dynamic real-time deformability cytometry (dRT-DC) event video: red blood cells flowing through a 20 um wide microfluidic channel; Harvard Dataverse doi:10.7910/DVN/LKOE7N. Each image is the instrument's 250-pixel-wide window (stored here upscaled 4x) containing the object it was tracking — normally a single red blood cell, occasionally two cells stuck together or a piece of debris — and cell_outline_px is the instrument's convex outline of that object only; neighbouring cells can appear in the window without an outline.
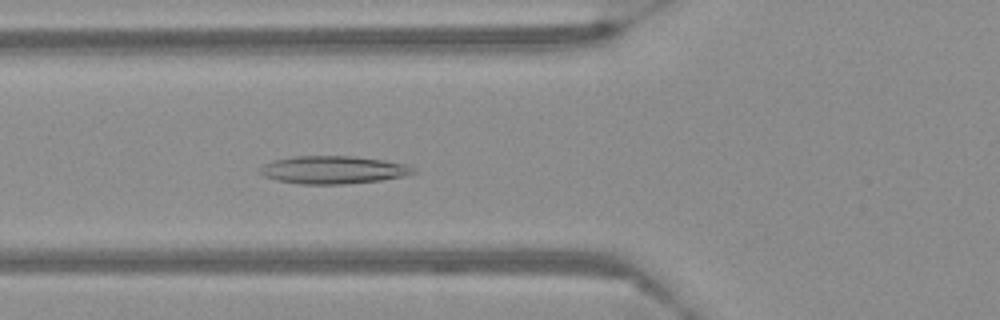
{"species": "Egyptian fruit bat (a non-hibernating species)", "species_latin": "Rousettus aegyptiacus", "temperature_condition": "warm", "stored_images_in_passage": 58, "camera_frame_rate_fps": 3000, "um_per_image_px": 0.085, "frame": {"image": 1, "passage_image": 22, "time_ms": 7.0, "image_size_px": [1000, 320], "cell_outline_px": [[416, 172], [404, 176], [380, 180], [344, 184], [300, 184], [276, 180], [264, 176], [260, 172], [260, 168], [264, 164], [276, 160], [296, 156], [352, 156], [380, 160], [404, 164], [416, 168]], "centroid_in_image_um": [28.32, 14.44], "position_along_channel_um": 97.5, "area_um2": 24.57}}
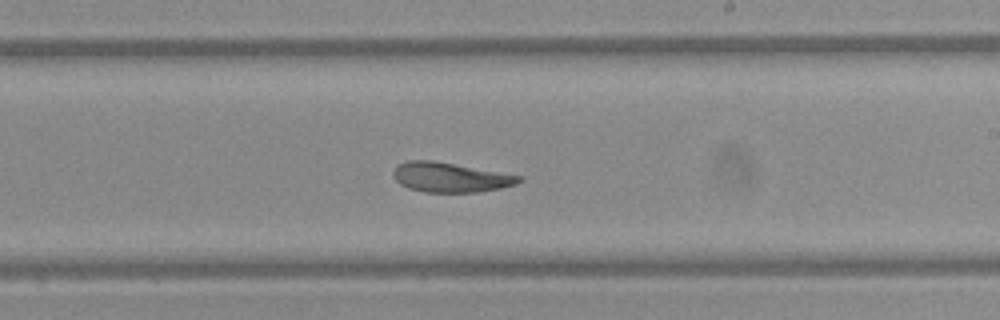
{"frame": {"image": 2, "passage_image": 35, "time_ms": 11.333, "image_size_px": [1000, 320], "cell_outline_px": [[524, 180], [516, 184], [500, 188], [476, 192], [424, 192], [408, 188], [400, 184], [392, 176], [392, 172], [396, 164], [408, 160], [432, 160], [524, 176]], "centroid_in_image_um": [38.26, 15.06], "position_along_channel_um": 250.7, "area_um2": 21.91}}
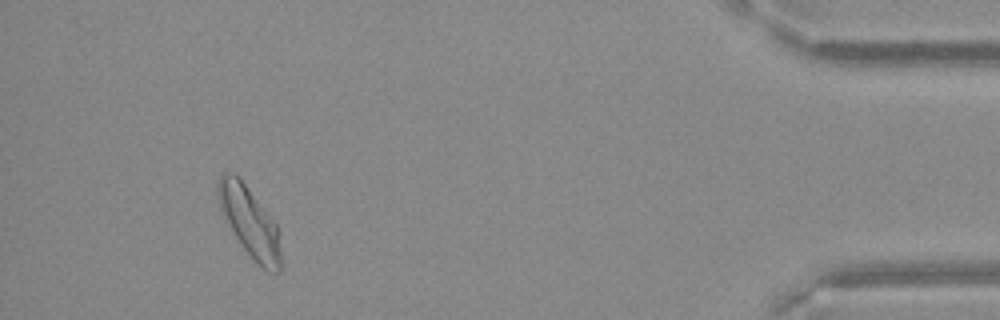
{"frame": {"image": 3, "passage_image": 54, "time_ms": 17.667, "image_size_px": [1000, 320], "cell_outline_px": [[280, 272], [268, 272], [256, 264], [240, 244], [224, 220], [220, 212], [216, 192], [216, 188], [220, 176], [224, 172], [232, 172], [244, 184], [276, 224], [280, 252]], "centroid_in_image_um": [21.16, 18.89], "position_along_channel_um": 414.0, "area_um2": 25.37}}